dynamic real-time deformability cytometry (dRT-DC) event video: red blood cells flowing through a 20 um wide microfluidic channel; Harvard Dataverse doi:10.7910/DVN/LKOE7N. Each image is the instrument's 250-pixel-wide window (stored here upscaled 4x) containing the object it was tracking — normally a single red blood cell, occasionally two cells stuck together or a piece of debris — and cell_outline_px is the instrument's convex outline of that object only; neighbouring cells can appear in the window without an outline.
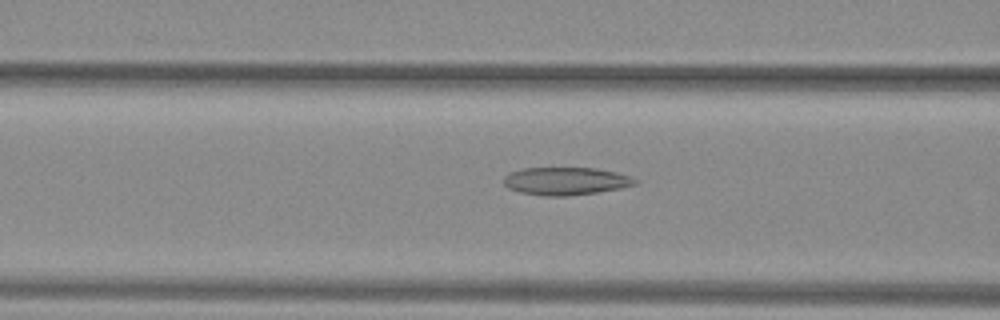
{"species": "common noctule bat (a hibernating species)", "species_latin": "Nyctalus noctula", "temperature_condition": "warm", "stored_images_in_passage": 40, "camera_frame_rate_fps": 3000, "um_per_image_px": 0.085, "animal": {"sex": "female", "body_mass_g": 29.2, "forearm_length_mm": 56.3}, "frame": {"image": 1, "passage_image": 16, "time_ms": 5.0, "image_size_px": [1000, 320], "cell_outline_px": [[636, 184], [620, 188], [596, 192], [568, 196], [544, 196], [520, 192], [508, 188], [504, 184], [504, 176], [512, 172], [524, 168], [596, 168], [616, 172], [628, 176], [636, 180]], "centroid_in_image_um": [48.06, 15.39], "position_along_channel_um": 118.5, "area_um2": 21.04}}
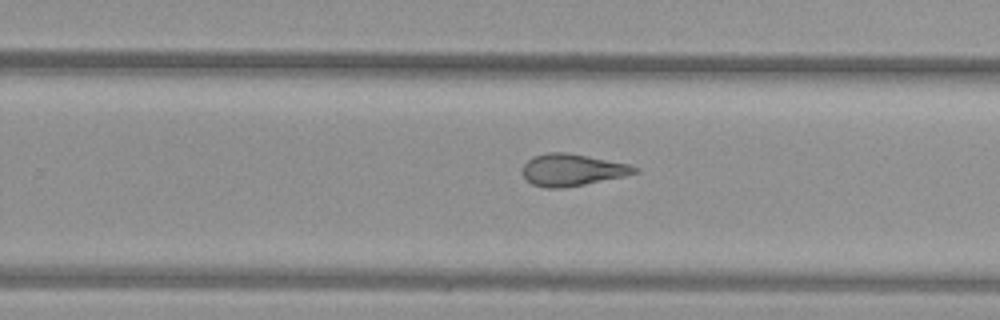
{"frame": {"image": 2, "passage_image": 28, "time_ms": 9.0, "image_size_px": [1000, 320], "cell_outline_px": [[640, 172], [624, 176], [564, 188], [544, 188], [532, 184], [524, 176], [524, 164], [532, 156], [548, 152], [564, 152], [588, 156], [628, 164], [640, 168]], "centroid_in_image_um": [48.65, 14.44], "position_along_channel_um": 281.2, "area_um2": 20.75}}
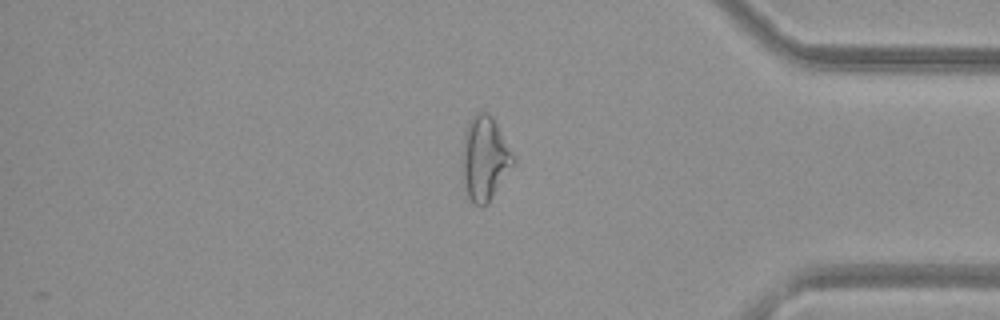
{"frame": {"image": 3, "passage_image": 38, "time_ms": 12.333, "image_size_px": [1000, 320], "cell_outline_px": [[516, 160], [488, 204], [484, 208], [480, 208], [468, 196], [460, 172], [464, 132], [468, 120], [476, 112], [488, 112], [492, 116], [516, 156]], "centroid_in_image_um": [41.18, 13.46], "position_along_channel_um": 394.0, "area_um2": 25.61}, "authors_computed_cell_mechanics": {"area_um2": 22.4842, "velocity_mm_per_s": 4.0741, "shape_relaxation_time_tau1_ms": null, "shape_relaxation_time_tau2_ms": 2.8397, "deformation_change_tau1": null, "deformation_change_tau2": 0.1376}}